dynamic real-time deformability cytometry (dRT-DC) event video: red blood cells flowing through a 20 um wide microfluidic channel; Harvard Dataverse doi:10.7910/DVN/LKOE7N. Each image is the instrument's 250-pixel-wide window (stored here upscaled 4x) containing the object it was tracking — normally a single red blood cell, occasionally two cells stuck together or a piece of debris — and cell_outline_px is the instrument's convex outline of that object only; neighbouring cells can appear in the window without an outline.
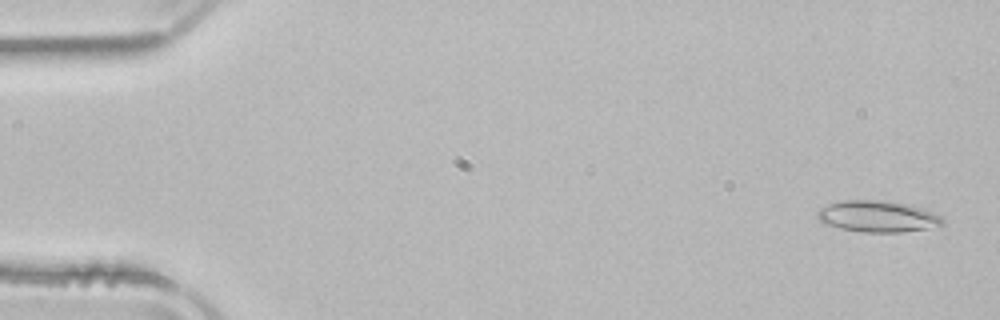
{"species": "common noctule bat (a hibernating species)", "species_latin": "Nyctalus noctula", "temperature_condition": "room temperature", "stored_images_in_passage": 51, "camera_frame_rate_fps": 3000, "um_per_image_px": 0.085, "animal": {"sex": "male", "body_mass_g": 21.5, "forearm_length_mm": 52.0}, "frame": {"image": 1, "passage_image": 2, "time_ms": 0.333, "image_size_px": [1000, 320], "cell_outline_px": [[944, 224], [928, 228], [904, 232], [864, 232], [840, 228], [824, 224], [816, 216], [816, 212], [820, 208], [828, 204], [840, 200], [880, 200], [912, 204], [932, 212], [940, 216], [944, 220]], "centroid_in_image_um": [74.58, 18.38], "position_along_channel_um": 10.4, "area_um2": 23.06}}
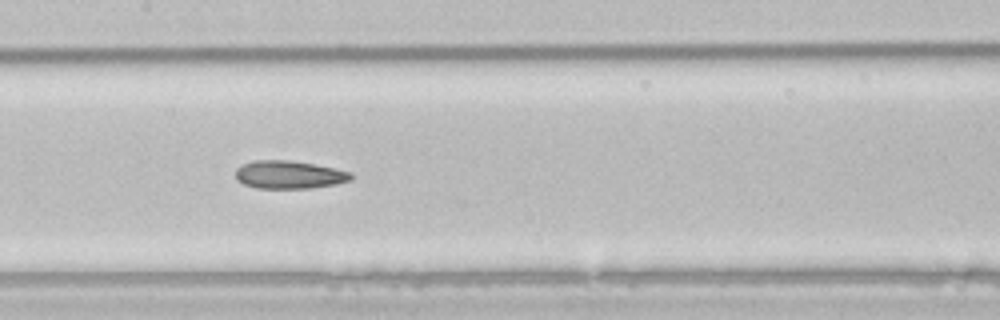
{"frame": {"image": 2, "passage_image": 25, "time_ms": 8.0, "image_size_px": [1000, 320], "cell_outline_px": [[352, 180], [336, 184], [312, 188], [256, 188], [244, 184], [236, 180], [236, 168], [252, 160], [288, 160], [336, 168], [352, 172]], "centroid_in_image_um": [24.58, 14.85], "position_along_channel_um": 182.8, "area_um2": 18.9}}
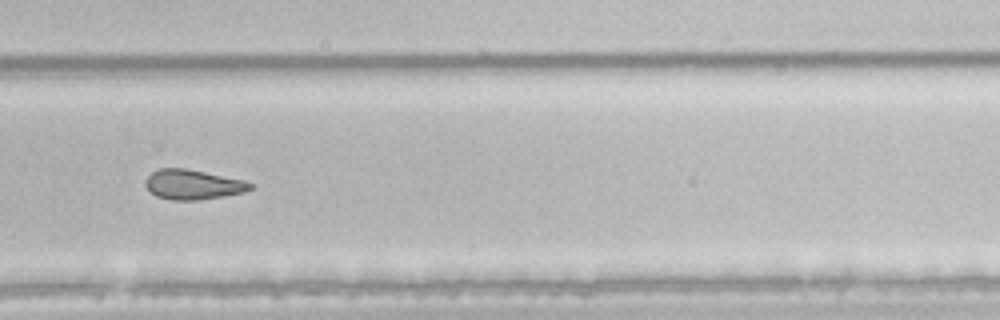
{"frame": {"image": 3, "passage_image": 35, "time_ms": 11.333, "image_size_px": [1000, 320], "cell_outline_px": [[256, 184], [252, 188], [244, 192], [200, 200], [172, 200], [156, 196], [144, 184], [144, 180], [152, 172], [160, 168], [184, 168], [244, 180]], "centroid_in_image_um": [16.4, 15.69], "position_along_channel_um": 313.4, "area_um2": 18.15}, "authors_computed_cell_mechanics": {"area_um2": 20.519, "velocity_mm_per_s": 3.9411, "shape_relaxation_time_tau1_ms": null, "shape_relaxation_time_tau2_ms": 5.3242, "deformation_change_tau1": null, "deformation_change_tau2": 0.1395}}